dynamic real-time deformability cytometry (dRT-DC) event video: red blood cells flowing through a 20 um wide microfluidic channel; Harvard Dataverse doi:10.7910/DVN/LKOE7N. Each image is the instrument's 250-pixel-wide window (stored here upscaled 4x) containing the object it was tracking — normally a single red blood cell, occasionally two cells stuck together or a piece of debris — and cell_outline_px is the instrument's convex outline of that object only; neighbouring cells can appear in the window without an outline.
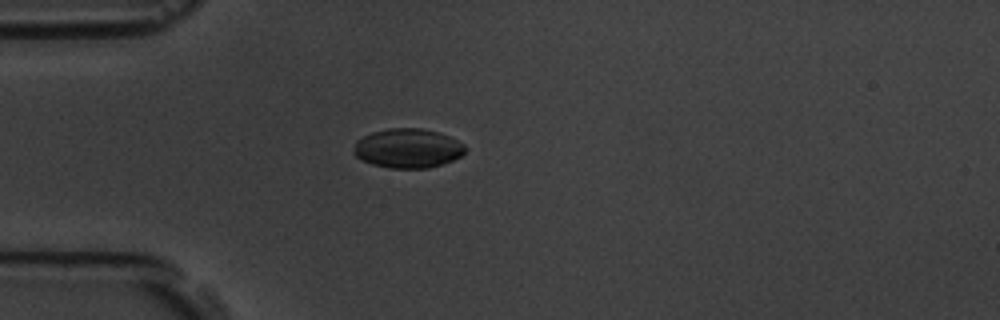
{"species": "common noctule bat (a hibernating species)", "species_latin": "Nyctalus noctula", "temperature_condition": "room temperature", "stored_images_in_passage": 3, "camera_frame_rate_fps": 3000, "um_per_image_px": 0.085, "animal": {"sex": "male", "body_mass_g": 19.5, "forearm_length_mm": 54.6}, "frame": {"image": 1, "passage_image": 2, "time_ms": 1.333, "image_size_px": [1000, 320], "cell_outline_px": [[468, 148], [460, 156], [452, 160], [428, 168], [388, 168], [372, 164], [356, 156], [352, 152], [356, 140], [372, 132], [388, 128], [424, 128], [448, 136], [464, 144]], "centroid_in_image_um": [34.65, 12.6], "position_along_channel_um": 50.4, "area_um2": 25.49}}